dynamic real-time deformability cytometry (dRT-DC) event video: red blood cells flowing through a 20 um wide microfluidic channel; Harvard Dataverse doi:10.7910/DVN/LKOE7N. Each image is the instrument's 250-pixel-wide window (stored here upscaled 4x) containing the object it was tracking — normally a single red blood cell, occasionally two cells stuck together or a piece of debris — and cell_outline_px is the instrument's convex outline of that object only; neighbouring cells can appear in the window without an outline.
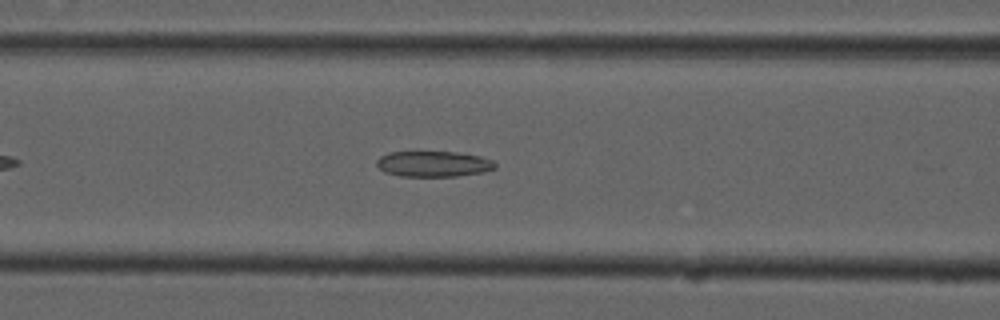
{"species": "common noctule bat (a hibernating species)", "species_latin": "Nyctalus noctula", "temperature_condition": "cold", "stored_images_in_passage": 44, "camera_frame_rate_fps": 3000, "um_per_image_px": 0.085, "animal": {"sex": "male", "forearm_length_mm": 52.5}, "frame": {"image": 1, "passage_image": 12, "time_ms": 3.667, "image_size_px": [1000, 320], "cell_outline_px": [[496, 168], [484, 172], [456, 176], [400, 176], [384, 172], [376, 164], [376, 160], [380, 156], [388, 152], [456, 152], [480, 156], [492, 160], [496, 164]], "centroid_in_image_um": [36.84, 13.93], "position_along_channel_um": 129.8, "area_um2": 17.74}}
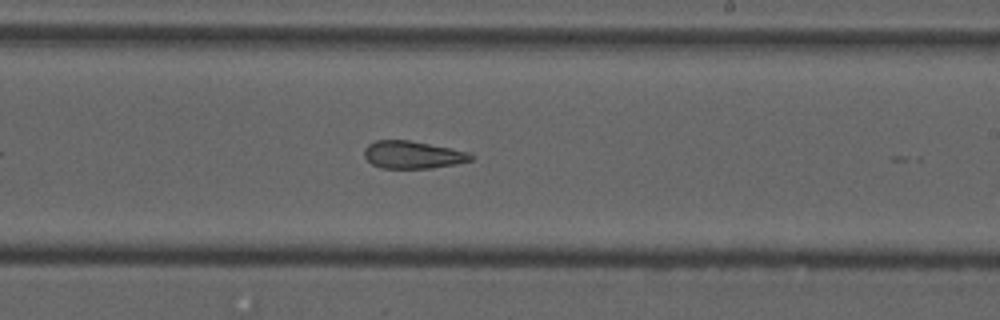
{"frame": {"image": 2, "passage_image": 22, "time_ms": 7.0, "image_size_px": [1000, 320], "cell_outline_px": [[476, 156], [472, 160], [456, 164], [432, 168], [380, 168], [372, 164], [364, 156], [364, 148], [368, 144], [376, 140], [408, 140], [452, 148], [468, 152]], "centroid_in_image_um": [35.09, 13.16], "position_along_channel_um": 253.9, "area_um2": 17.22}}
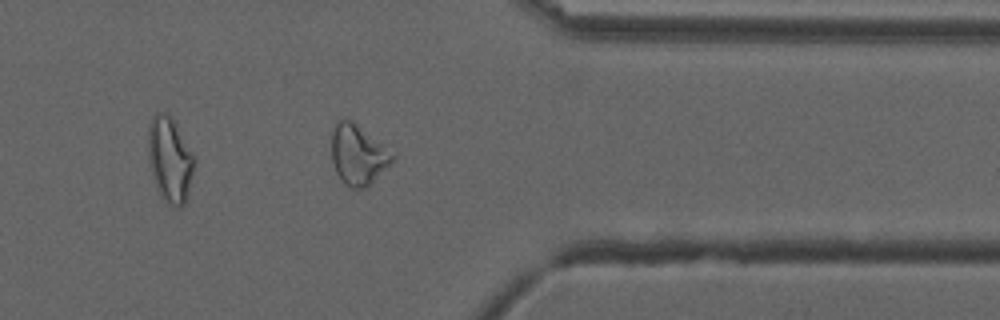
{"frame": {"image": 3, "passage_image": 33, "time_ms": 10.667, "image_size_px": [1000, 320], "cell_outline_px": [[396, 156], [364, 188], [352, 188], [344, 184], [336, 172], [332, 160], [332, 132], [336, 124], [340, 120], [352, 120]], "centroid_in_image_um": [30.38, 13.15], "position_along_channel_um": 381.0, "area_um2": 20.4}, "authors_computed_cell_mechanics": {"area_um2": 19.3341, "velocity_mm_per_s": 3.7379, "shape_relaxation_time_tau1_ms": null, "shape_relaxation_time_tau2_ms": 3.3702, "deformation_change_tau1": null, "deformation_change_tau2": 0.1308}}